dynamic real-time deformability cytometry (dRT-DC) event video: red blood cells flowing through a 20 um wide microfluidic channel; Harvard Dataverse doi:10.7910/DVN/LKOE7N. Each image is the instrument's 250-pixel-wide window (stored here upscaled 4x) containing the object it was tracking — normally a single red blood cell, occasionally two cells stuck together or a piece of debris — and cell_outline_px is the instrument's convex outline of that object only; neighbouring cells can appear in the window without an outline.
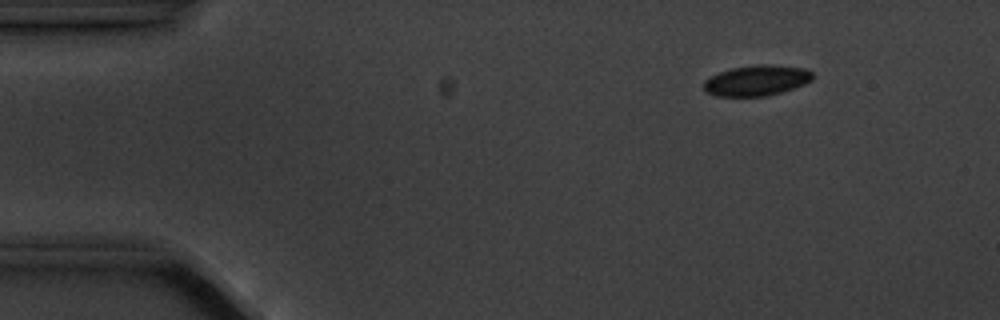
{"species": "common noctule bat (a hibernating species)", "species_latin": "Nyctalus noctula", "temperature_condition": "cold", "stored_images_in_passage": 5, "segment_of_instrument_passage": [2, 2], "camera_frame_rate_fps": 3000, "um_per_image_px": 0.085, "animal": {"sex": "male", "body_mass_g": 20.1, "forearm_length_mm": 53.5}, "frame": {"image": 1, "passage_image": 5, "time_ms": 4.667, "image_size_px": [1000, 320], "cell_outline_px": [[812, 80], [804, 84], [780, 92], [764, 96], [716, 96], [704, 92], [704, 80], [720, 72], [732, 68], [756, 64], [772, 64], [804, 68], [812, 72]], "centroid_in_image_um": [64.29, 6.83], "position_along_channel_um": 20.7, "area_um2": 19.31}}